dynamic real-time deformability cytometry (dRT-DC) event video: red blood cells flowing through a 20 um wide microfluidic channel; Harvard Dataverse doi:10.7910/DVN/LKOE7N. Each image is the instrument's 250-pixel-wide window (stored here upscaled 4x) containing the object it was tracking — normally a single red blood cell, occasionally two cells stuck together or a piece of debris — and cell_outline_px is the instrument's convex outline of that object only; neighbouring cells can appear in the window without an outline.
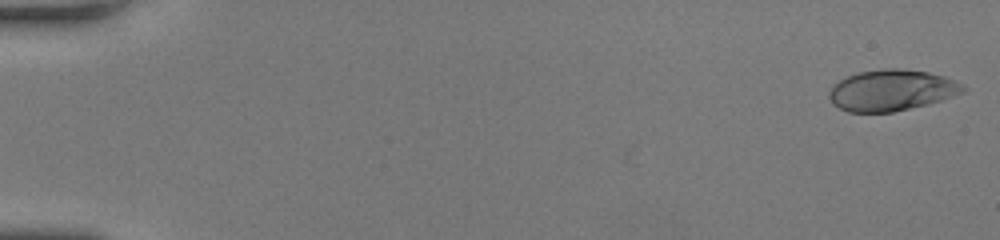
{"species": "human", "species_latin": "Homo sapiens", "temperature_condition": "room temperature", "stored_images_in_passage": 49, "camera_frame_rate_fps": 3000, "um_per_image_px": 0.085, "donor": {"sex": "female"}, "frame": {"image": 1, "passage_image": 1, "time_ms": 0.0, "image_size_px": [1000, 240], "cell_outline_px": [[968, 88], [964, 92], [928, 104], [892, 112], [848, 112], [832, 104], [828, 96], [828, 92], [840, 80], [856, 72], [884, 68], [900, 68], [928, 72], [944, 76], [964, 84]], "centroid_in_image_um": [75.79, 7.66], "position_along_channel_um": 9.2, "area_um2": 32.14}}
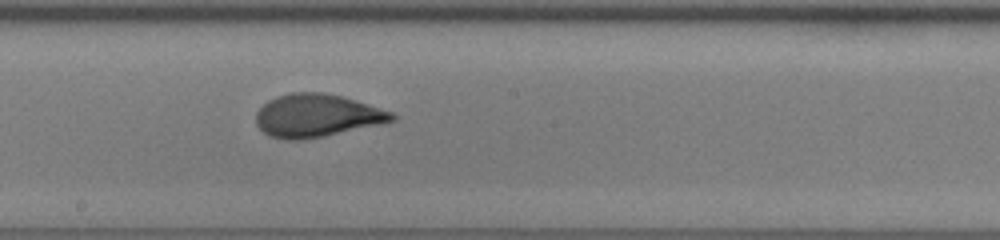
{"frame": {"image": 2, "passage_image": 28, "time_ms": 9.0, "image_size_px": [1000, 240], "cell_outline_px": [[396, 120], [384, 124], [324, 136], [300, 140], [288, 140], [268, 136], [256, 124], [256, 112], [268, 100], [276, 96], [288, 92], [320, 92], [340, 96], [368, 104], [392, 112], [396, 116]], "centroid_in_image_um": [26.93, 9.83], "position_along_channel_um": 221.3, "area_um2": 34.1}}
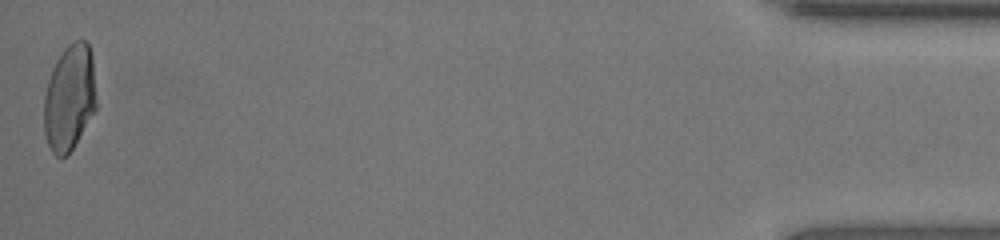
{"frame": {"image": 3, "passage_image": 49, "time_ms": 16.0, "image_size_px": [1000, 240], "cell_outline_px": [[96, 108], [68, 156], [56, 156], [52, 152], [44, 136], [44, 96], [48, 80], [52, 68], [56, 60], [64, 48], [72, 40], [84, 40], [88, 44], [92, 52], [96, 104]], "centroid_in_image_um": [5.89, 8.29], "position_along_channel_um": 429.3, "area_um2": 32.48}, "authors_computed_cell_mechanics": {"area_um2": 33.1772, "velocity_mm_per_s": 4.2401, "shape_relaxation_time_tau1_ms": 7.5697, "shape_relaxation_time_tau2_ms": null, "deformation_change_tau1": 0.2597, "deformation_change_tau2": null}}